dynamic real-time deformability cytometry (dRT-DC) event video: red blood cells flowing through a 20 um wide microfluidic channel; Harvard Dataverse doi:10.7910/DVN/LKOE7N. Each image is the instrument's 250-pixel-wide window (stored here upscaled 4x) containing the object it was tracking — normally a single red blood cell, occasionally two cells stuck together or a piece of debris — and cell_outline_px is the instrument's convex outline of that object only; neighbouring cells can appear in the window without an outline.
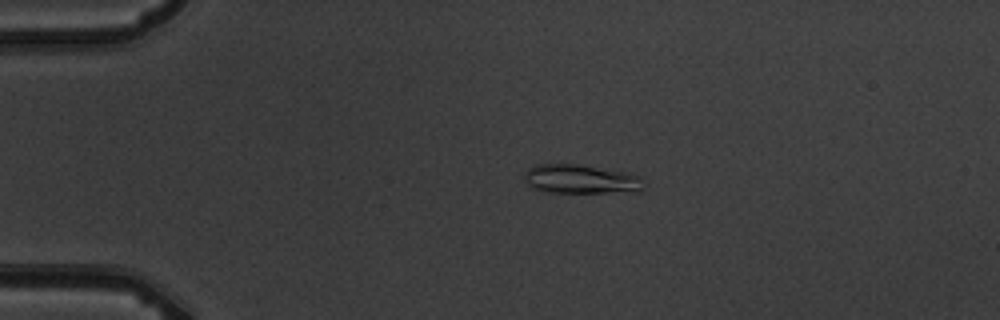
{"species": "common noctule bat (a hibernating species)", "species_latin": "Nyctalus noctula", "temperature_condition": "warm", "stored_images_in_passage": 4, "camera_frame_rate_fps": 3000, "um_per_image_px": 0.085, "animal": {"sex": "male", "body_mass_g": 19.5, "forearm_length_mm": 54.6}, "frame": {"image": 1, "passage_image": 3, "time_ms": 2.333, "image_size_px": [1000, 320], "cell_outline_px": [[644, 188], [640, 192], [548, 192], [536, 188], [528, 184], [524, 176], [524, 172], [528, 168], [536, 164], [576, 164], [624, 172], [644, 176]], "centroid_in_image_um": [49.44, 15.22], "position_along_channel_um": 35.6, "area_um2": 20.23}}